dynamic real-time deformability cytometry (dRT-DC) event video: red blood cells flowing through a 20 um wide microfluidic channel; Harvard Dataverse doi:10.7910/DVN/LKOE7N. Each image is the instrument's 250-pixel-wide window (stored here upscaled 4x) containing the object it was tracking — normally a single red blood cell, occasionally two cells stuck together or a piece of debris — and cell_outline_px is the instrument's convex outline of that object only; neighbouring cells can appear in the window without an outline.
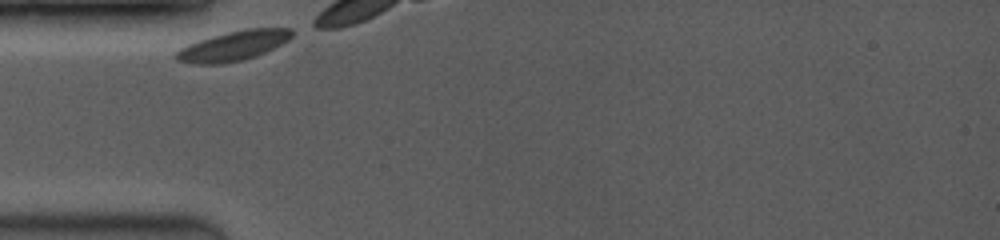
{"species": "common noctule bat (a hibernating species)", "species_latin": "Nyctalus noctula", "temperature_condition": "room temperature", "stored_images_in_passage": 4, "camera_frame_rate_fps": 3500, "um_per_image_px": 0.085, "animal": {"sex": "female", "body_mass_g": 19.0, "forearm_length_mm": 53.3}, "frame": {"image": 1, "passage_image": 1, "time_ms": 0.0, "image_size_px": [1000, 240], "cell_outline_px": [[292, 36], [288, 40], [256, 56], [244, 60], [224, 64], [196, 64], [176, 60], [176, 52], [180, 48], [188, 44], [212, 36], [228, 32], [248, 28], [292, 28]], "centroid_in_image_um": [19.82, 3.9], "position_along_channel_um": 65.2, "area_um2": 19.88}}